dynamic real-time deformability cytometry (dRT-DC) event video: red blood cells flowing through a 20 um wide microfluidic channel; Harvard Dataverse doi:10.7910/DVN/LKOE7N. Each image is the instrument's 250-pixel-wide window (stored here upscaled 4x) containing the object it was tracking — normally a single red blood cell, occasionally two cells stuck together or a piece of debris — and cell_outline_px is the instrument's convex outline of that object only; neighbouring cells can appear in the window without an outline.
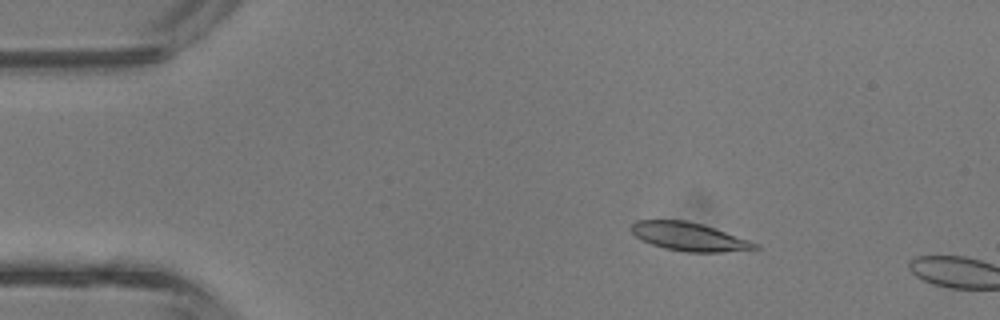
{"species": "common noctule bat (a hibernating species)", "species_latin": "Nyctalus noctula", "temperature_condition": "room temperature", "stored_images_in_passage": 3, "camera_frame_rate_fps": 3000, "um_per_image_px": 0.085, "animal": {"sex": "male", "body_mass_g": 13.3}, "frame": {"image": 1, "passage_image": 2, "time_ms": 0.333, "image_size_px": [1000, 320], "cell_outline_px": [[760, 248], [720, 252], [688, 252], [664, 248], [652, 244], [636, 236], [632, 232], [632, 224], [636, 220], [684, 220], [704, 224], [760, 244]], "centroid_in_image_um": [58.6, 20.11], "position_along_channel_um": 26.4, "area_um2": 20.23}}